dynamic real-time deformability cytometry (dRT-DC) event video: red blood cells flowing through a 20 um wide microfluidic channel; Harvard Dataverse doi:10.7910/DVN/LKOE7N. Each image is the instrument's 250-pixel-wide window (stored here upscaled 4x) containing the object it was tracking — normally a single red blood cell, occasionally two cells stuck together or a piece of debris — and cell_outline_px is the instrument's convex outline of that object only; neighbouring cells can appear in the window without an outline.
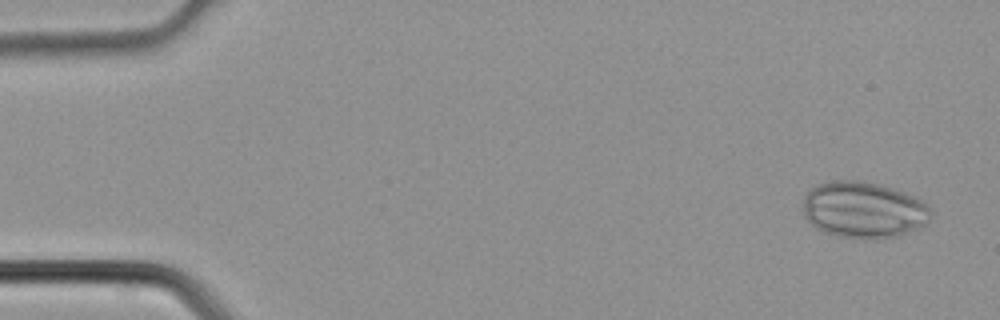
{"species": "common noctule bat (a hibernating species)", "species_latin": "Nyctalus noctula", "temperature_condition": "cold", "stored_images_in_passage": 4, "camera_frame_rate_fps": 3000, "um_per_image_px": 0.085, "animal": {"sex": "male", "body_mass_g": 21.5, "forearm_length_mm": 52.0}, "frame": {"image": 1, "passage_image": 1, "time_ms": 0.0, "image_size_px": [1000, 320], "cell_outline_px": [[932, 212], [928, 220], [920, 228], [896, 236], [864, 240], [840, 236], [824, 232], [816, 228], [804, 216], [804, 196], [812, 188], [820, 184], [836, 180], [856, 180], [880, 184], [916, 196], [928, 204]], "centroid_in_image_um": [73.43, 17.84], "position_along_channel_um": 11.6, "area_um2": 42.08}}